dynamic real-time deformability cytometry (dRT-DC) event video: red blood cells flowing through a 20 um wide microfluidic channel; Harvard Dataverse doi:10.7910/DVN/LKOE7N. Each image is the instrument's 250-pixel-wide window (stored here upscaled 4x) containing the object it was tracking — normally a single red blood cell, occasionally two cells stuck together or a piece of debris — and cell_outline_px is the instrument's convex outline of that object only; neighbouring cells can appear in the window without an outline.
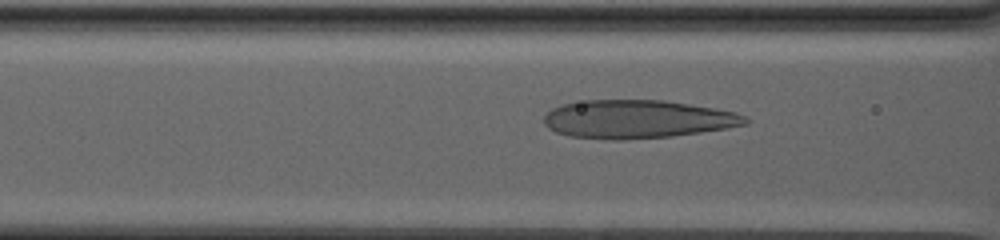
{"species": "human", "species_latin": "Homo sapiens", "temperature_condition": "warm", "stored_images_in_passage": 57, "camera_frame_rate_fps": 3000, "um_per_image_px": 0.085, "donor": {"sex": "male"}, "frame": {"image": 1, "passage_image": 7, "time_ms": 2.0, "image_size_px": [1000, 240], "cell_outline_px": [[748, 124], [728, 128], [672, 136], [620, 140], [612, 140], [568, 136], [556, 132], [548, 128], [544, 124], [544, 116], [552, 108], [564, 104], [588, 100], [664, 100], [716, 108], [736, 112], [744, 116], [748, 120]], "centroid_in_image_um": [54.18, 10.13], "position_along_channel_um": 112.4, "area_um2": 44.97}}
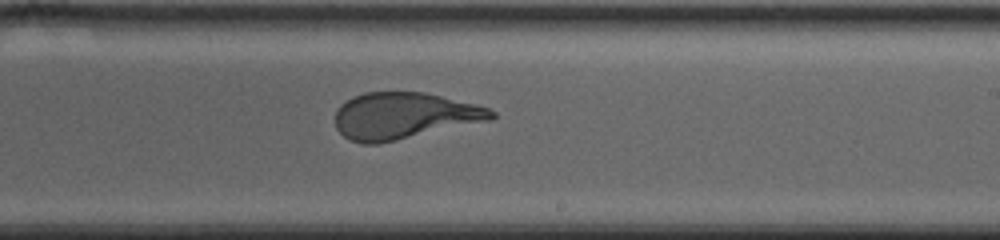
{"frame": {"image": 2, "passage_image": 25, "time_ms": 8.0, "image_size_px": [1000, 240], "cell_outline_px": [[496, 116], [492, 120], [396, 140], [376, 144], [364, 144], [348, 140], [336, 128], [336, 112], [340, 104], [352, 96], [364, 92], [424, 92], [476, 104], [488, 108], [496, 112]], "centroid_in_image_um": [34.33, 9.84], "position_along_channel_um": 254.7, "area_um2": 42.43}}
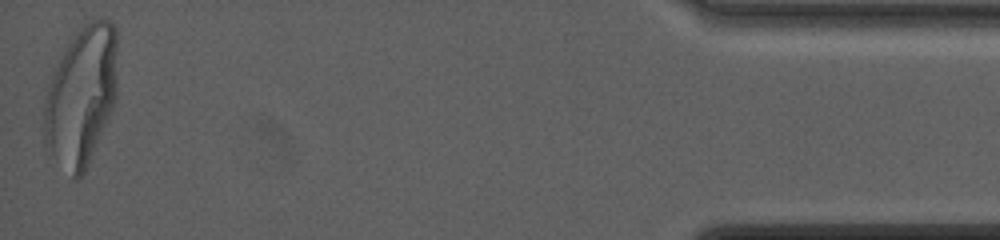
{"frame": {"image": 3, "passage_image": 56, "time_ms": 18.333, "image_size_px": [1000, 240], "cell_outline_px": [[116, 96], [112, 108], [84, 172], [80, 180], [72, 180], [44, 148], [44, 96], [52, 76], [68, 44], [76, 32], [92, 16], [100, 16], [108, 20], [116, 28]], "centroid_in_image_um": [6.89, 8.18], "position_along_channel_um": 428.3, "area_um2": 59.71}}